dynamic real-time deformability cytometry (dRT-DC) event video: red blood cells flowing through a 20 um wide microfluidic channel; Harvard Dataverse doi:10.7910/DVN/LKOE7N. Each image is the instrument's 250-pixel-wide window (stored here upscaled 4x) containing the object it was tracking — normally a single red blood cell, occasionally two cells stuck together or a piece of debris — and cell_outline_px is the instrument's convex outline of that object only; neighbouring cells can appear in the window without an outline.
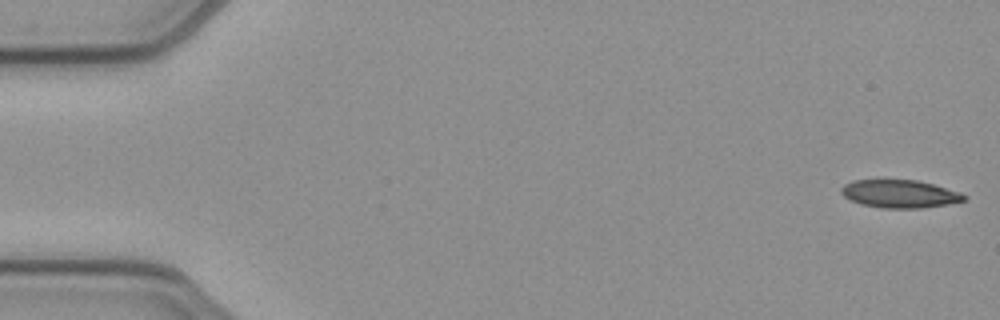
{"species": "common noctule bat (a hibernating species)", "species_latin": "Nyctalus noctula", "temperature_condition": "cold", "stored_images_in_passage": 25, "camera_frame_rate_fps": 3000, "um_per_image_px": 0.085, "animal": {"sex": "female", "body_mass_g": 21.9}, "frame": {"image": 1, "passage_image": 1, "time_ms": 0.0, "image_size_px": [1000, 320], "cell_outline_px": [[968, 196], [964, 200], [948, 204], [920, 208], [884, 208], [860, 204], [844, 196], [840, 192], [840, 188], [844, 184], [852, 180], [916, 180], [932, 184], [960, 192]], "centroid_in_image_um": [76.46, 16.47], "position_along_channel_um": 8.5, "area_um2": 19.88}}
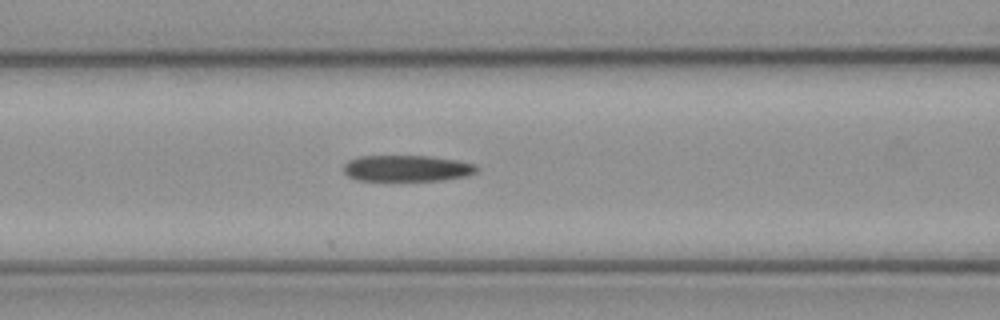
{"frame": {"image": 2, "passage_image": 21, "time_ms": 6.667, "image_size_px": [1000, 320], "cell_outline_px": [[480, 168], [476, 172], [468, 176], [444, 180], [356, 180], [348, 176], [344, 172], [344, 164], [348, 160], [360, 156], [432, 156], [460, 160], [476, 164]], "centroid_in_image_um": [34.65, 14.3], "position_along_channel_um": 132.0, "area_um2": 20.58}}
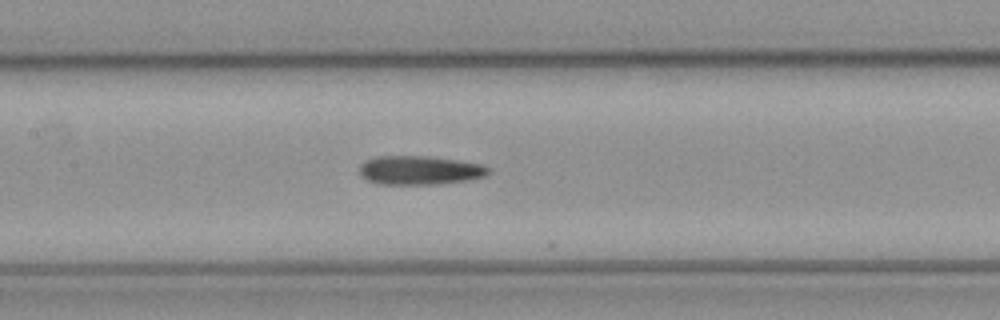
{"frame": {"image": 3, "passage_image": 24, "time_ms": 7.667, "image_size_px": [1000, 320], "cell_outline_px": [[488, 172], [484, 176], [468, 180], [436, 184], [380, 184], [368, 180], [360, 176], [360, 164], [364, 160], [376, 156], [428, 156], [456, 160], [480, 164], [488, 168]], "centroid_in_image_um": [35.6, 14.46], "position_along_channel_um": 171.8, "area_um2": 21.56}}